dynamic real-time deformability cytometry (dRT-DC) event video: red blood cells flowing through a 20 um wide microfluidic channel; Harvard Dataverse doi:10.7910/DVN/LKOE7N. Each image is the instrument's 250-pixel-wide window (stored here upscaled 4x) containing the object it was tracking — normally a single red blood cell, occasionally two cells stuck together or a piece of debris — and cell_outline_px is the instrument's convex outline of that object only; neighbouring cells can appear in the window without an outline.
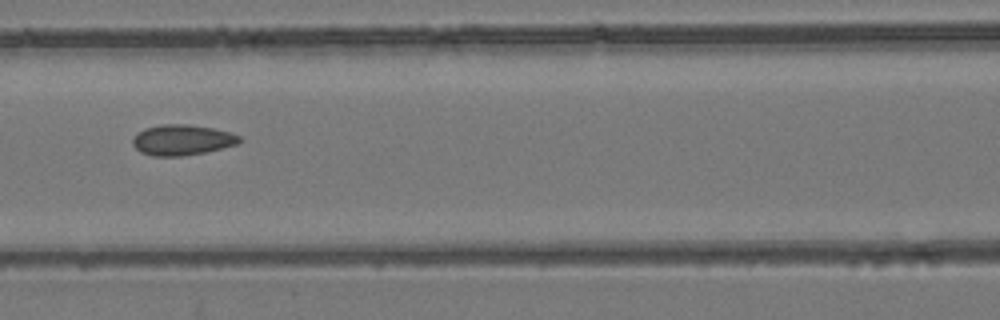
{"species": "common noctule bat (a hibernating species)", "species_latin": "Nyctalus noctula", "temperature_condition": "room temperature", "stored_images_in_passage": 7, "camera_frame_rate_fps": 3000, "um_per_image_px": 0.085, "animal": {"sex": "female", "body_mass_g": 24.6, "forearm_length_mm": 56.2}, "frame": {"image": 1, "passage_image": 4, "time_ms": 1.0, "image_size_px": [1000, 320], "cell_outline_px": [[244, 140], [236, 144], [204, 152], [180, 156], [152, 156], [140, 152], [132, 144], [132, 136], [136, 132], [144, 128], [160, 124], [188, 124], [212, 128], [228, 132], [240, 136]], "centroid_in_image_um": [15.42, 11.88], "position_along_channel_um": 151.2, "area_um2": 19.07}}
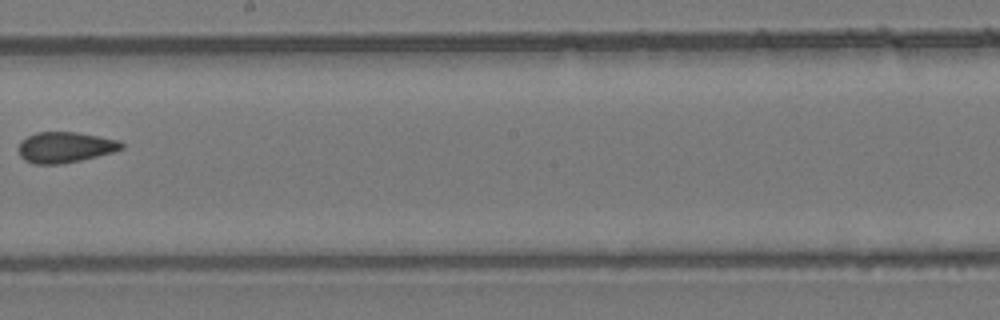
{"frame": {"image": 2, "passage_image": 6, "time_ms": 1.667, "image_size_px": [1000, 320], "cell_outline_px": [[124, 148], [112, 152], [80, 160], [60, 164], [36, 164], [24, 160], [20, 156], [16, 148], [20, 140], [36, 132], [76, 132], [120, 140], [124, 144]], "centroid_in_image_um": [5.49, 12.51], "position_along_channel_um": 242.7, "area_um2": 18.55}}
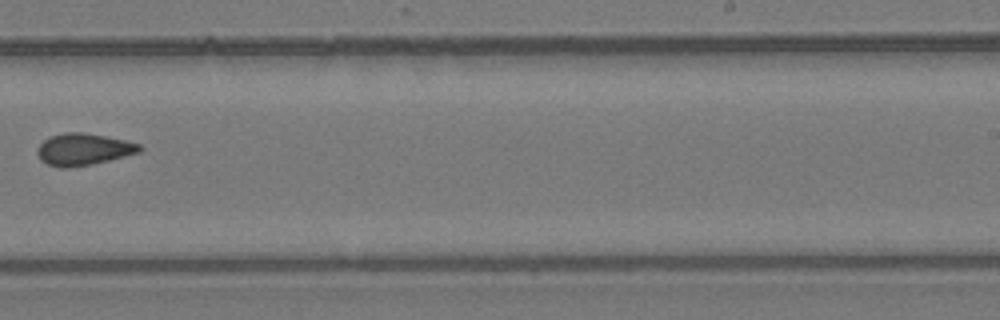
{"frame": {"image": 3, "passage_image": 7, "time_ms": 2.0, "image_size_px": [1000, 320], "cell_outline_px": [[144, 148], [140, 152], [92, 164], [64, 168], [60, 168], [48, 164], [40, 160], [36, 152], [40, 144], [44, 140], [52, 136], [64, 132], [84, 132], [108, 136], [140, 144]], "centroid_in_image_um": [7.09, 12.68], "position_along_channel_um": 281.9, "area_um2": 18.96}}